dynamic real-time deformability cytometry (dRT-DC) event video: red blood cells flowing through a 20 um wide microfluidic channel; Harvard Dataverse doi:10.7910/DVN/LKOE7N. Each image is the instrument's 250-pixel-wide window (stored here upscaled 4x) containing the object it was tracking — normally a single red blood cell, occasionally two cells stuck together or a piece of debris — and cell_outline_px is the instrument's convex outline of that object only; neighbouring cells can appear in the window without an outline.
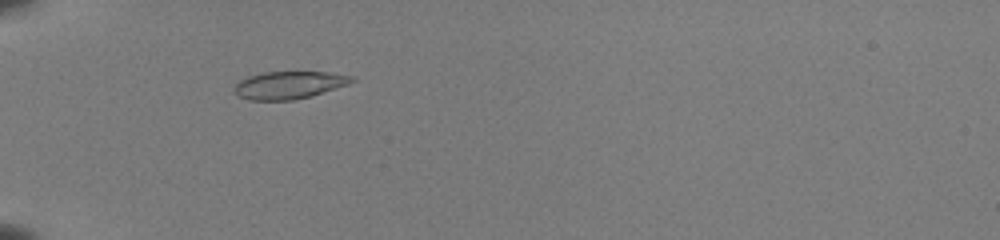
{"species": "common noctule bat (a hibernating species)", "species_latin": "Nyctalus noctula", "temperature_condition": "room temperature", "stored_images_in_passage": 39, "camera_frame_rate_fps": 3000, "um_per_image_px": 0.085, "animal": {"sex": "female", "body_mass_g": 22.0, "forearm_length_mm": 56.7}, "frame": {"image": 1, "passage_image": 5, "time_ms": 1.333, "image_size_px": [1000, 240], "cell_outline_px": [[356, 80], [348, 84], [312, 96], [292, 100], [248, 100], [236, 96], [232, 88], [240, 80], [248, 76], [264, 72], [328, 72], [356, 76]], "centroid_in_image_um": [24.56, 7.23], "position_along_channel_um": 60.4, "area_um2": 19.07}}
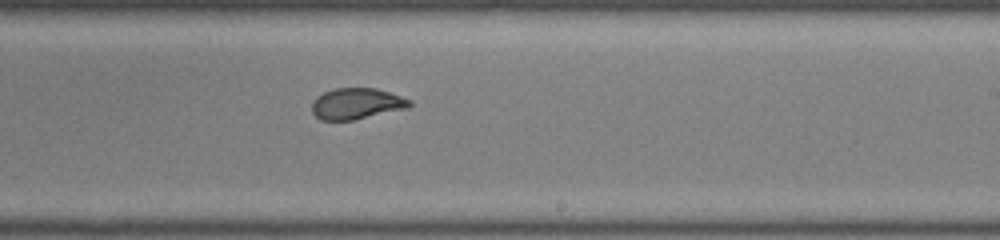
{"frame": {"image": 2, "passage_image": 21, "time_ms": 6.667, "image_size_px": [1000, 240], "cell_outline_px": [[412, 104], [408, 108], [352, 120], [320, 120], [312, 112], [312, 100], [316, 96], [332, 88], [376, 88], [412, 100]], "centroid_in_image_um": [30.28, 8.8], "position_along_channel_um": 258.7, "area_um2": 17.74}}
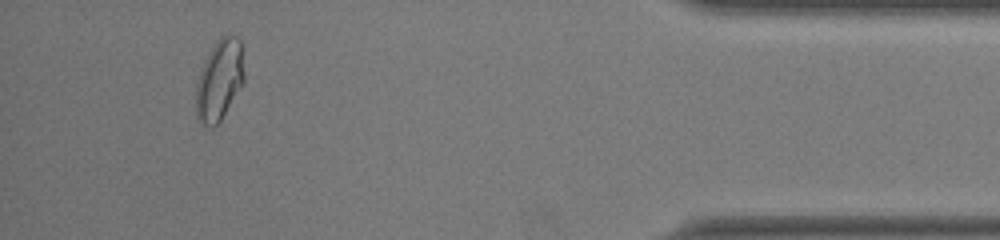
{"frame": {"image": 3, "passage_image": 36, "time_ms": 11.667, "image_size_px": [1000, 240], "cell_outline_px": [[244, 84], [220, 120], [212, 128], [196, 120], [196, 84], [204, 60], [220, 36], [236, 36], [240, 40], [244, 76]], "centroid_in_image_um": [18.64, 6.83], "position_along_channel_um": 416.6, "area_um2": 22.54}, "authors_computed_cell_mechanics": {"area_um2": 18.9584, "velocity_mm_per_s": 3.9911, "shape_relaxation_time_tau1_ms": 9.2307, "shape_relaxation_time_tau2_ms": null, "deformation_change_tau1": 0.2404, "deformation_change_tau2": null}}